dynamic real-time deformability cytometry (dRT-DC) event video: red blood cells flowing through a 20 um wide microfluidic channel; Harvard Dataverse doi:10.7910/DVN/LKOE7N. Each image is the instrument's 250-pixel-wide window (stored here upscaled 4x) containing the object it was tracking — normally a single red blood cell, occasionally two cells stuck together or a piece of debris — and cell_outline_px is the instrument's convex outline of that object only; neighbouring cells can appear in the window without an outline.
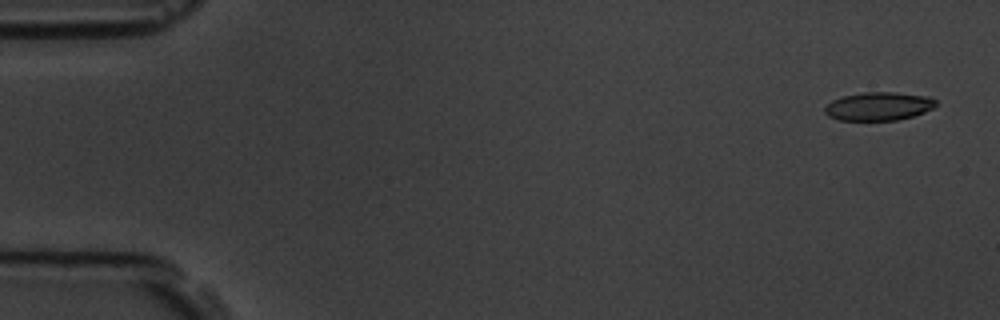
{"species": "common noctule bat (a hibernating species)", "species_latin": "Nyctalus noctula", "temperature_condition": "room temperature", "stored_images_in_passage": 4, "camera_frame_rate_fps": 3000, "um_per_image_px": 0.085, "animal": {"sex": "male", "body_mass_g": 19.5, "forearm_length_mm": 54.6}, "frame": {"image": 1, "passage_image": 1, "time_ms": 0.0, "image_size_px": [1000, 320], "cell_outline_px": [[936, 104], [932, 108], [924, 112], [912, 116], [896, 120], [840, 120], [828, 116], [824, 112], [824, 108], [832, 100], [844, 96], [864, 92], [896, 92], [928, 96], [936, 100]], "centroid_in_image_um": [74.68, 9.03], "position_along_channel_um": 10.3, "area_um2": 18.26}}
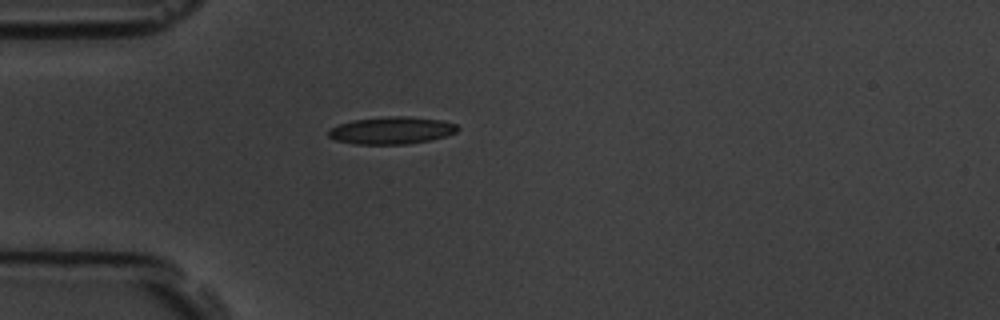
{"frame": {"image": 2, "passage_image": 4, "time_ms": 4.333, "image_size_px": [1000, 320], "cell_outline_px": [[460, 128], [456, 132], [444, 136], [428, 140], [408, 144], [356, 144], [336, 140], [328, 136], [328, 128], [352, 120], [388, 116], [408, 116], [444, 120], [456, 124]], "centroid_in_image_um": [33.28, 11.07], "position_along_channel_um": 51.7, "area_um2": 20.58}}